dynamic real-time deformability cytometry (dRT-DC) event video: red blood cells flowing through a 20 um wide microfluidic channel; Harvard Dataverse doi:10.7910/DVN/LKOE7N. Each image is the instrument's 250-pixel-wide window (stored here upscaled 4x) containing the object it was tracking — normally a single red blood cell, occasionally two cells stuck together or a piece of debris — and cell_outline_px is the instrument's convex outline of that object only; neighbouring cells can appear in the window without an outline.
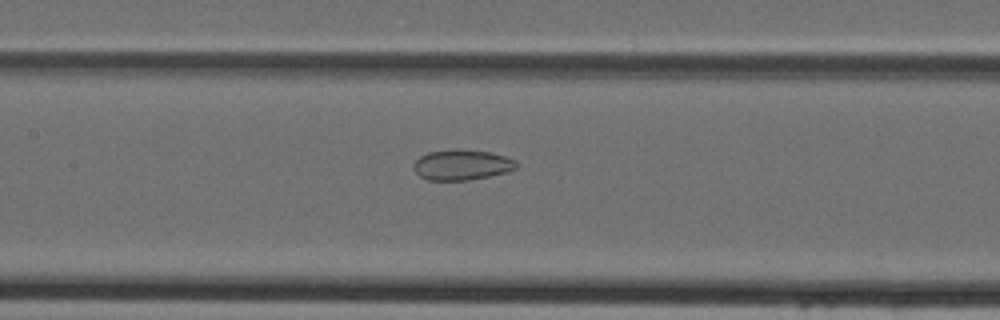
{"species": "Egyptian fruit bat (a non-hibernating species)", "species_latin": "Rousettus aegyptiacus", "temperature_condition": "cold", "stored_images_in_passage": 46, "camera_frame_rate_fps": 3000, "um_per_image_px": 0.085, "animal": {"sex": "female"}, "frame": {"image": 1, "passage_image": 22, "time_ms": 7.0, "image_size_px": [1000, 320], "cell_outline_px": [[516, 168], [508, 172], [468, 180], [428, 180], [420, 176], [412, 168], [412, 164], [420, 156], [428, 152], [456, 148], [460, 148], [492, 152], [516, 160]], "centroid_in_image_um": [39.24, 13.99], "position_along_channel_um": 168.2, "area_um2": 18.44}}
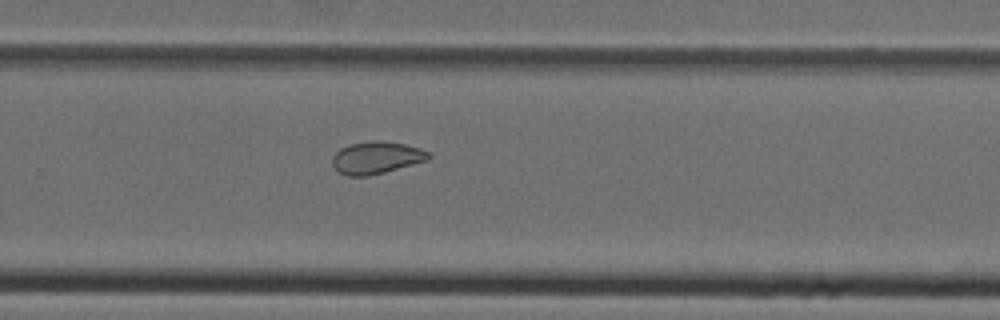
{"frame": {"image": 2, "passage_image": 31, "time_ms": 10.0, "image_size_px": [1000, 320], "cell_outline_px": [[432, 156], [428, 160], [384, 172], [368, 176], [348, 176], [340, 172], [332, 164], [332, 156], [340, 148], [348, 144], [372, 140], [376, 140], [404, 144], [420, 148], [432, 152]], "centroid_in_image_um": [32.01, 13.39], "position_along_channel_um": 297.8, "area_um2": 18.15}}
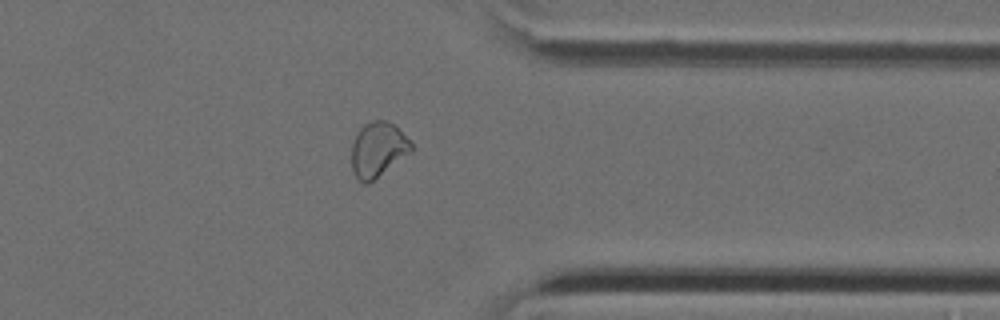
{"frame": {"image": 3, "passage_image": 37, "time_ms": 12.0, "image_size_px": [1000, 320], "cell_outline_px": [[412, 152], [368, 184], [364, 184], [356, 176], [352, 168], [352, 144], [360, 128], [364, 124], [372, 120], [388, 120], [412, 144]], "centroid_in_image_um": [32.11, 12.72], "position_along_channel_um": 379.3, "area_um2": 18.79}}